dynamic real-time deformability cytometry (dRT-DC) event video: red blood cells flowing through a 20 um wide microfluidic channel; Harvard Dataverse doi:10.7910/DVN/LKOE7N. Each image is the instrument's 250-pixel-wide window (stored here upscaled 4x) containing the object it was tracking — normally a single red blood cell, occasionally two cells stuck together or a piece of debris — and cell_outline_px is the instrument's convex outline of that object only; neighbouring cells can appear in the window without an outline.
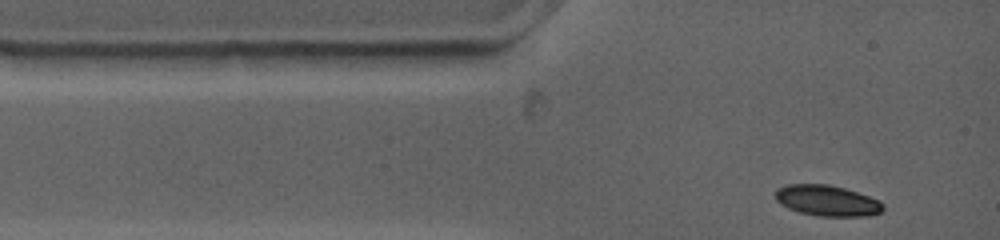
{"species": "common noctule bat (a hibernating species)", "species_latin": "Nyctalus noctula", "temperature_condition": "warm", "stored_images_in_passage": 30, "camera_frame_rate_fps": 4500, "um_per_image_px": 0.085, "animal": {"sex": "female", "body_mass_g": 19.0, "forearm_length_mm": 53.3}, "frame": {"image": 1, "passage_image": 1, "time_ms": 0.0, "image_size_px": [1000, 240], "cell_outline_px": [[884, 208], [880, 212], [872, 216], [816, 216], [800, 212], [788, 208], [780, 204], [776, 200], [776, 188], [788, 184], [828, 184], [844, 188], [880, 200], [884, 204]], "centroid_in_image_um": [70.31, 17.06], "position_along_channel_um": 14.7, "area_um2": 19.42}}
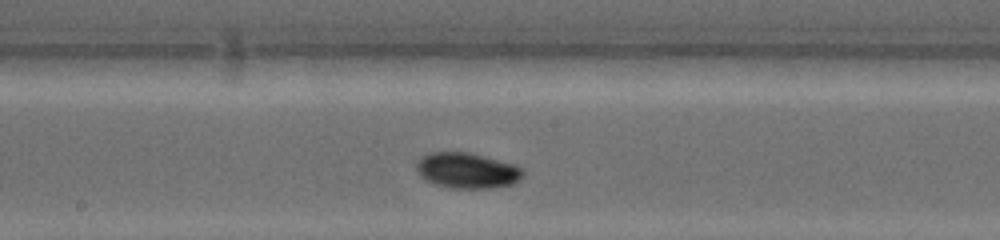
{"frame": {"image": 2, "passage_image": 16, "time_ms": 5.778, "image_size_px": [1000, 240], "cell_outline_px": [[524, 176], [520, 180], [512, 184], [496, 188], [452, 188], [436, 184], [420, 176], [416, 168], [416, 164], [428, 152], [472, 152], [516, 164], [524, 168]], "centroid_in_image_um": [39.79, 14.48], "position_along_channel_um": 208.4, "area_um2": 22.37}}
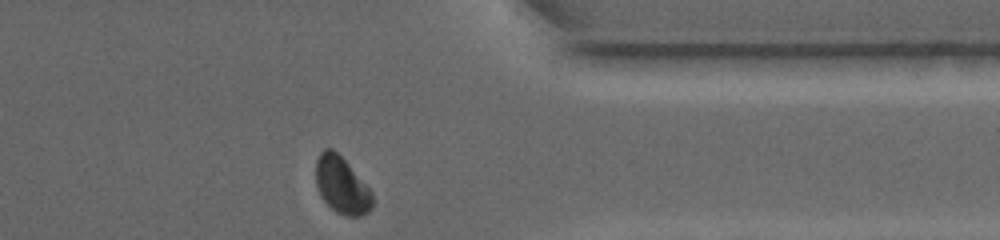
{"frame": {"image": 3, "passage_image": 30, "time_ms": 10.667, "image_size_px": [1000, 240], "cell_outline_px": [[372, 208], [368, 212], [360, 216], [344, 216], [336, 212], [320, 196], [316, 184], [316, 160], [320, 152], [324, 148], [332, 148], [348, 164], [372, 192]], "centroid_in_image_um": [29.03, 15.76], "position_along_channel_um": 382.4, "area_um2": 18.55}, "authors_computed_cell_mechanics": {"area_um2": 21.0681, "velocity_mm_per_s": 3.7751, "shape_relaxation_time_tau1_ms": 4.1823, "shape_relaxation_time_tau2_ms": null, "deformation_change_tau1": 0.1207, "deformation_change_tau2": null}}